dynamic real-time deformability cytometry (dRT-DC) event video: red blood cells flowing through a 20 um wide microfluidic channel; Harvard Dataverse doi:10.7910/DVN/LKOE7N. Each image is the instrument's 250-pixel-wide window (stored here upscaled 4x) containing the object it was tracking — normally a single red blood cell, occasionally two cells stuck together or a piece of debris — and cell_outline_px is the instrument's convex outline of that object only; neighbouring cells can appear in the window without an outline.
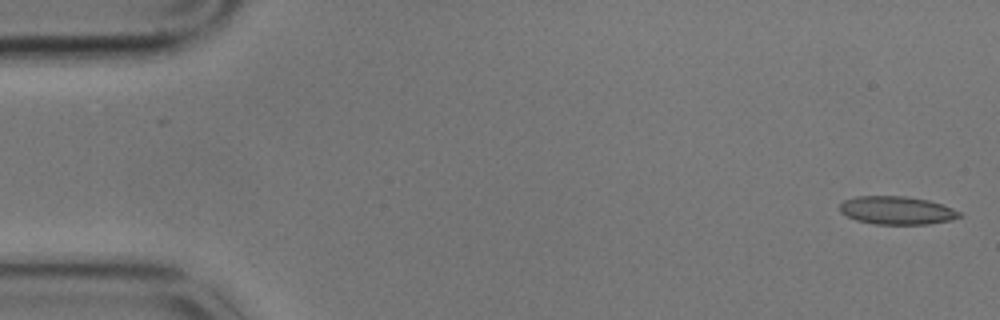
{"species": "common noctule bat (a hibernating species)", "species_latin": "Nyctalus noctula", "temperature_condition": "cold", "stored_images_in_passage": 53, "camera_frame_rate_fps": 3000, "um_per_image_px": 0.085, "animal": {"sex": "male", "body_mass_g": 17.9}, "frame": {"image": 1, "passage_image": 1, "time_ms": 0.0, "image_size_px": [1000, 320], "cell_outline_px": [[960, 216], [952, 220], [928, 224], [876, 224], [856, 220], [840, 212], [840, 204], [844, 200], [856, 196], [904, 196], [928, 200], [952, 208], [960, 212]], "centroid_in_image_um": [76.21, 17.88], "position_along_channel_um": 8.8, "area_um2": 19.48}}
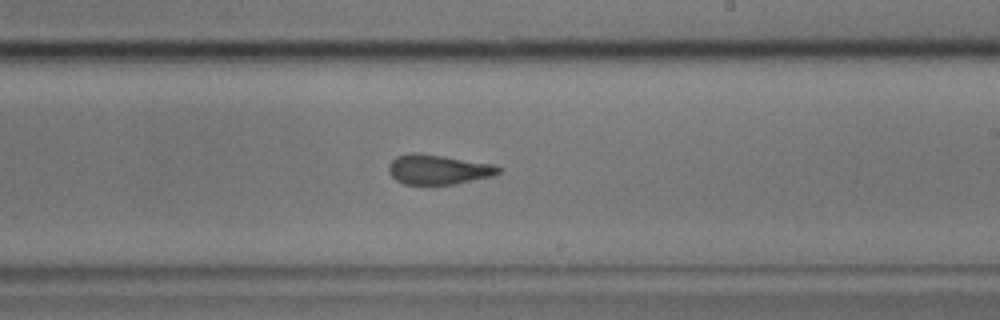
{"frame": {"image": 2, "passage_image": 33, "time_ms": 10.667, "image_size_px": [1000, 320], "cell_outline_px": [[504, 168], [500, 172], [492, 176], [452, 184], [404, 184], [396, 180], [388, 172], [388, 164], [396, 156], [412, 152], [416, 152], [444, 156], [492, 164]], "centroid_in_image_um": [37.22, 14.39], "position_along_channel_um": 251.8, "area_um2": 19.02}}
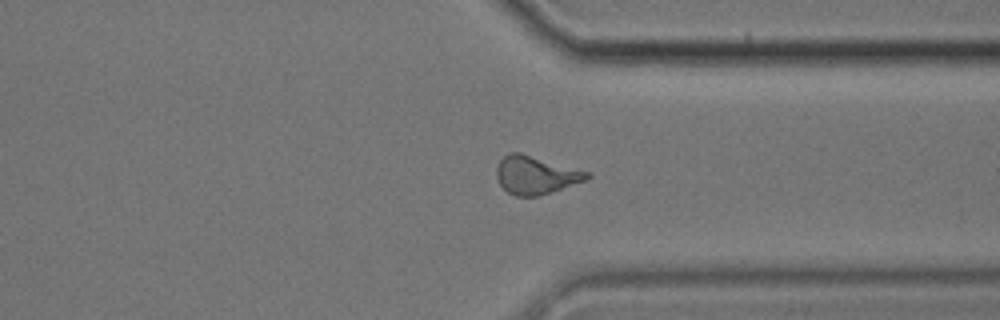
{"frame": {"image": 3, "passage_image": 43, "time_ms": 14.0, "image_size_px": [1000, 320], "cell_outline_px": [[592, 176], [588, 180], [540, 196], [516, 196], [508, 192], [500, 184], [496, 176], [496, 168], [500, 160], [508, 152], [520, 152], [592, 172]], "centroid_in_image_um": [45.59, 14.87], "position_along_channel_um": 365.8, "area_um2": 20.4}, "authors_computed_cell_mechanics": {"area_um2": 19.5364, "velocity_mm_per_s": 3.4366, "shape_relaxation_time_tau1_ms": 5.1024, "shape_relaxation_time_tau2_ms": 2.2115, "deformation_change_tau1": 0.1463, "deformation_change_tau2": 0.0896}}